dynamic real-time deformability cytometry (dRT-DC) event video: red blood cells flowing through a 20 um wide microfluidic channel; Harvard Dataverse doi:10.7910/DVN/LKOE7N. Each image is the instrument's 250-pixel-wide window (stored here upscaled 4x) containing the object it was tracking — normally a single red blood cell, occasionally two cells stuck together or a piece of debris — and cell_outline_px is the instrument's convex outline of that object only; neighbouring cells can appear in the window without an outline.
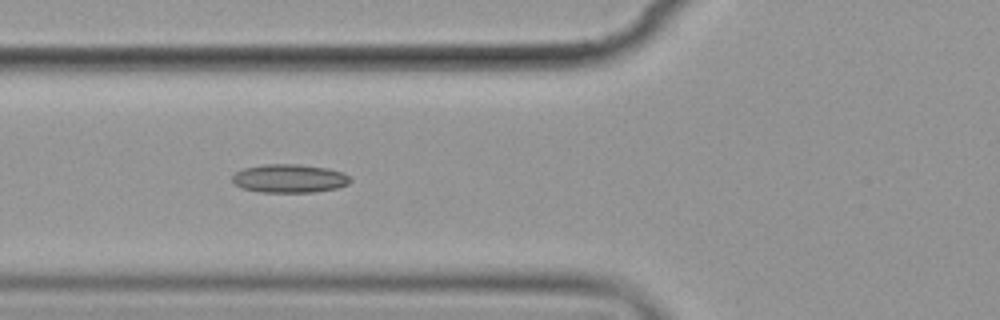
{"species": "common noctule bat (a hibernating species)", "species_latin": "Nyctalus noctula", "temperature_condition": "cold", "stored_images_in_passage": 7, "camera_frame_rate_fps": 3000, "um_per_image_px": 0.085, "animal": {"sex": "female", "body_mass_g": 19.9}, "frame": {"image": 1, "passage_image": 3, "time_ms": 2.333, "image_size_px": [1000, 320], "cell_outline_px": [[352, 180], [348, 184], [336, 188], [312, 192], [260, 192], [244, 188], [236, 184], [232, 180], [232, 176], [236, 172], [244, 168], [264, 164], [300, 164], [328, 168], [344, 172]], "centroid_in_image_um": [24.62, 15.16], "position_along_channel_um": 101.2, "area_um2": 19.54}}
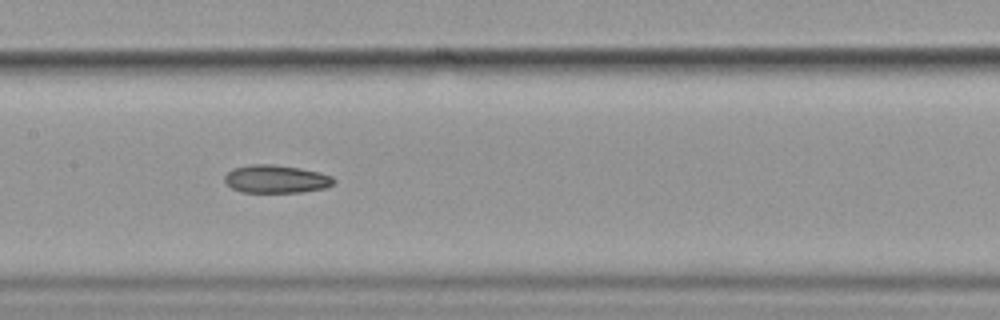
{"frame": {"image": 2, "passage_image": 5, "time_ms": 4.667, "image_size_px": [1000, 320], "cell_outline_px": [[336, 180], [332, 184], [324, 188], [300, 192], [240, 192], [232, 188], [224, 180], [224, 176], [232, 168], [248, 164], [272, 164], [300, 168], [320, 172], [332, 176]], "centroid_in_image_um": [23.45, 15.21], "position_along_channel_um": 184.0, "area_um2": 17.86}}
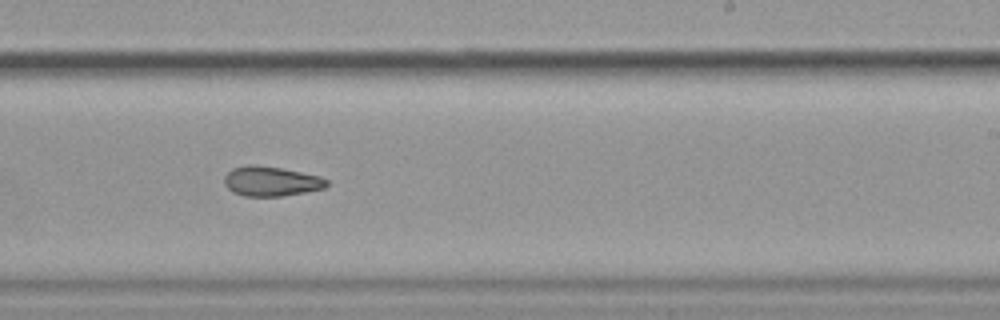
{"frame": {"image": 3, "passage_image": 7, "time_ms": 7.0, "image_size_px": [1000, 320], "cell_outline_px": [[328, 184], [324, 188], [304, 192], [280, 196], [244, 196], [232, 192], [224, 184], [224, 176], [232, 168], [248, 164], [256, 164], [280, 168], [320, 176], [328, 180]], "centroid_in_image_um": [23.0, 15.4], "position_along_channel_um": 266.0, "area_um2": 17.74}}